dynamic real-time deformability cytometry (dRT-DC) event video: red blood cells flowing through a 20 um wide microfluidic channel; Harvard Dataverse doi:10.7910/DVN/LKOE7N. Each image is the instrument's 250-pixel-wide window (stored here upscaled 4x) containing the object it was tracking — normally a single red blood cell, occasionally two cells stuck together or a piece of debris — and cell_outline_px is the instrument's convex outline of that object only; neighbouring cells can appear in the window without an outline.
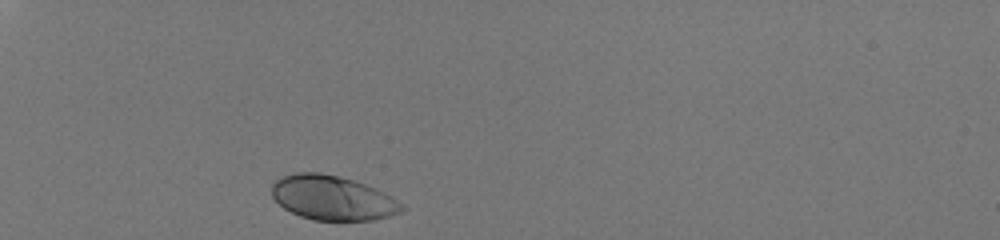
{"species": "human", "species_latin": "Homo sapiens", "temperature_condition": "room temperature", "stored_images_in_passage": 30, "camera_frame_rate_fps": 3000, "um_per_image_px": 0.085, "donor": {"sex": "male"}, "frame": {"image": 1, "passage_image": 1, "time_ms": 0.0, "image_size_px": [1000, 240], "cell_outline_px": [[404, 208], [400, 212], [388, 216], [372, 220], [312, 220], [300, 216], [284, 208], [272, 196], [272, 184], [280, 176], [296, 172], [320, 172], [352, 180], [364, 184], [384, 192], [396, 200]], "centroid_in_image_um": [28.21, 16.81], "position_along_channel_um": 56.8, "area_um2": 33.35}}
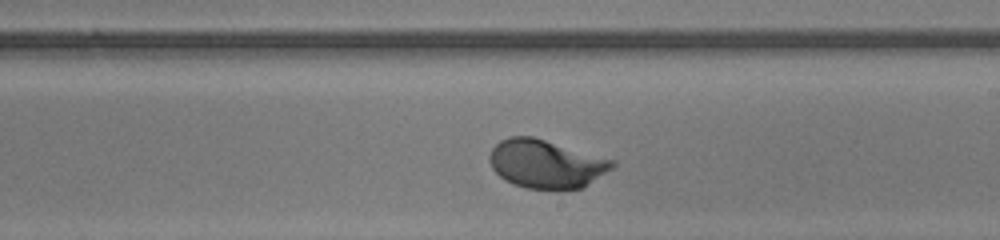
{"frame": {"image": 2, "passage_image": 18, "time_ms": 5.667, "image_size_px": [1000, 240], "cell_outline_px": [[616, 164], [612, 168], [584, 188], [528, 188], [512, 184], [504, 180], [492, 168], [488, 160], [488, 156], [492, 148], [500, 140], [508, 136], [532, 136], [616, 160]], "centroid_in_image_um": [46.4, 13.91], "position_along_channel_um": 242.6, "area_um2": 34.62}}
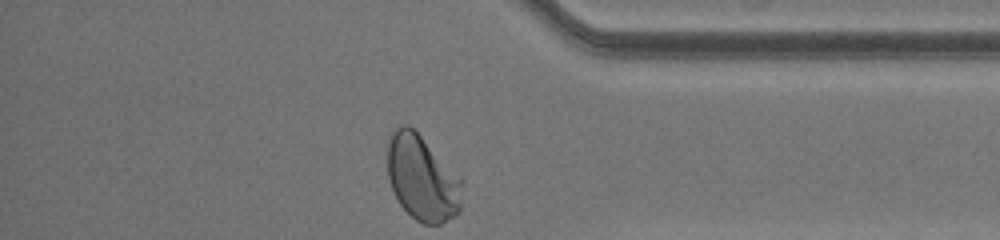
{"frame": {"image": 3, "passage_image": 30, "time_ms": 9.667, "image_size_px": [1000, 240], "cell_outline_px": [[464, 180], [460, 212], [456, 216], [440, 224], [424, 224], [416, 220], [400, 204], [388, 180], [388, 136], [400, 124], [408, 124]], "centroid_in_image_um": [35.91, 15.15], "position_along_channel_um": 399.3, "area_um2": 37.22}, "authors_computed_cell_mechanics": {"area_um2": 34.2176, "velocity_mm_per_s": 4.0439, "shape_relaxation_time_tau1_ms": 2.2603, "shape_relaxation_time_tau2_ms": null, "deformation_change_tau1": 0.1469, "deformation_change_tau2": null}}